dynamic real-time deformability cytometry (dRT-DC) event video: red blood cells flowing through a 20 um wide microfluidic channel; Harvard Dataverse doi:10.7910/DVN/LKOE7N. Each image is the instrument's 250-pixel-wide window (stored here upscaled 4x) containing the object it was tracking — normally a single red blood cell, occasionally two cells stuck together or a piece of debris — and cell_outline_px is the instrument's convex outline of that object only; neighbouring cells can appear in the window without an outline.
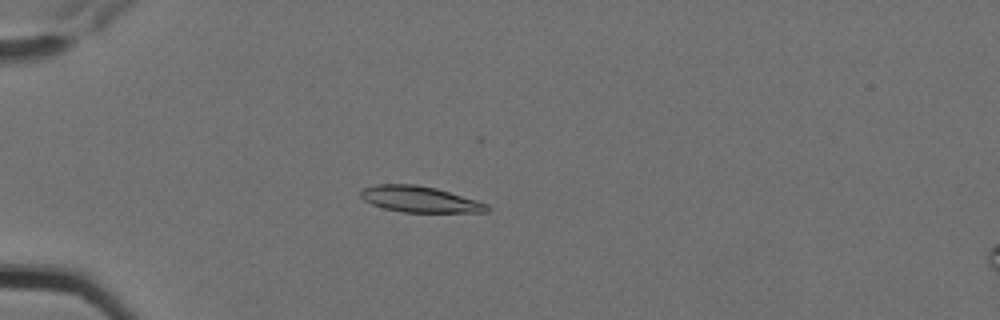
{"species": "Egyptian fruit bat (a non-hibernating species)", "species_latin": "Rousettus aegyptiacus", "temperature_condition": "cold", "stored_images_in_passage": 7, "camera_frame_rate_fps": 3000, "um_per_image_px": 0.085, "animal": {"sex": "female"}, "frame": {"image": 1, "passage_image": 2, "time_ms": 0.333, "image_size_px": [1000, 320], "cell_outline_px": [[492, 208], [488, 212], [400, 212], [384, 208], [372, 204], [364, 200], [360, 196], [360, 188], [380, 184], [416, 184], [436, 188], [476, 200], [488, 204]], "centroid_in_image_um": [35.68, 16.94], "position_along_channel_um": 49.3, "area_um2": 19.25}}
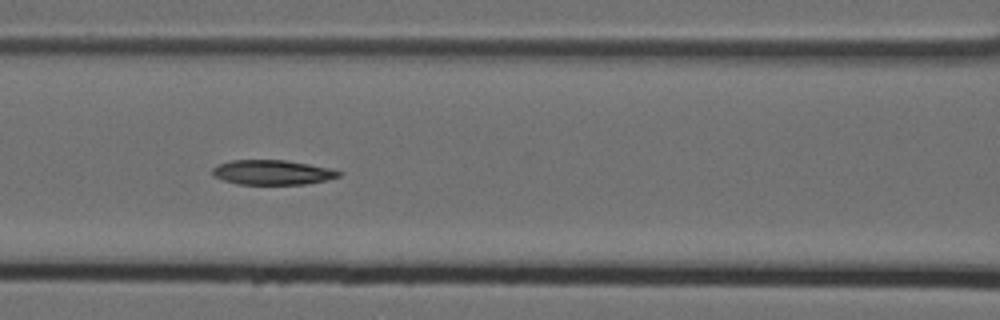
{"frame": {"image": 2, "passage_image": 5, "time_ms": 1.333, "image_size_px": [1000, 320], "cell_outline_px": [[344, 172], [340, 176], [328, 180], [304, 184], [236, 184], [212, 176], [212, 168], [216, 164], [232, 160], [284, 160], [332, 168]], "centroid_in_image_um": [23.15, 14.65], "position_along_channel_um": 143.4, "area_um2": 18.38}}
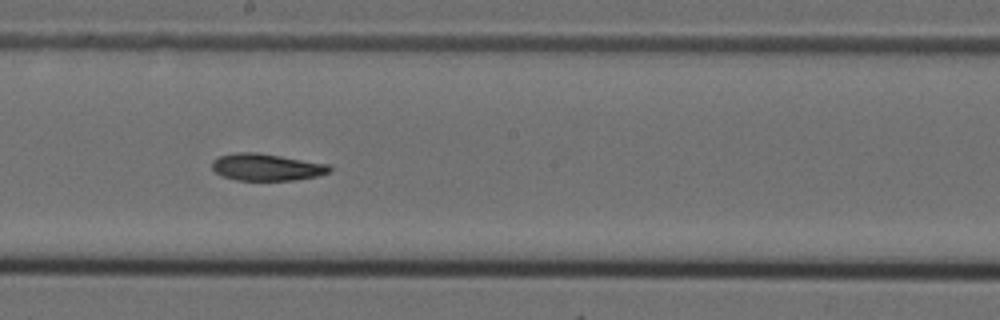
{"frame": {"image": 3, "passage_image": 7, "time_ms": 2.0, "image_size_px": [1000, 320], "cell_outline_px": [[332, 168], [328, 172], [316, 176], [292, 180], [236, 180], [220, 176], [212, 168], [212, 160], [220, 156], [236, 152], [256, 152], [328, 164]], "centroid_in_image_um": [22.6, 14.21], "position_along_channel_um": 225.6, "area_um2": 18.32}}